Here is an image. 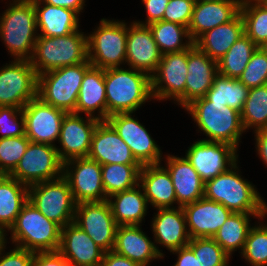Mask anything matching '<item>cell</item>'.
<instances>
[{"instance_id":"1","label":"cell","mask_w":267,"mask_h":266,"mask_svg":"<svg viewBox=\"0 0 267 266\" xmlns=\"http://www.w3.org/2000/svg\"><path fill=\"white\" fill-rule=\"evenodd\" d=\"M106 87L107 119L117 113H134L151 93V77L133 68L104 69Z\"/></svg>"},{"instance_id":"2","label":"cell","mask_w":267,"mask_h":266,"mask_svg":"<svg viewBox=\"0 0 267 266\" xmlns=\"http://www.w3.org/2000/svg\"><path fill=\"white\" fill-rule=\"evenodd\" d=\"M237 163L204 183L203 197L235 213H267V204L250 181L239 175Z\"/></svg>"},{"instance_id":"3","label":"cell","mask_w":267,"mask_h":266,"mask_svg":"<svg viewBox=\"0 0 267 266\" xmlns=\"http://www.w3.org/2000/svg\"><path fill=\"white\" fill-rule=\"evenodd\" d=\"M12 1L0 16V37L13 59L30 60L38 38L35 6L32 0Z\"/></svg>"},{"instance_id":"4","label":"cell","mask_w":267,"mask_h":266,"mask_svg":"<svg viewBox=\"0 0 267 266\" xmlns=\"http://www.w3.org/2000/svg\"><path fill=\"white\" fill-rule=\"evenodd\" d=\"M88 35L79 30L66 36H38L29 60L37 75L87 62Z\"/></svg>"},{"instance_id":"5","label":"cell","mask_w":267,"mask_h":266,"mask_svg":"<svg viewBox=\"0 0 267 266\" xmlns=\"http://www.w3.org/2000/svg\"><path fill=\"white\" fill-rule=\"evenodd\" d=\"M184 109L209 137L202 140L228 143L238 149L240 137L245 132L239 111L223 103L211 102L206 97L192 101Z\"/></svg>"},{"instance_id":"6","label":"cell","mask_w":267,"mask_h":266,"mask_svg":"<svg viewBox=\"0 0 267 266\" xmlns=\"http://www.w3.org/2000/svg\"><path fill=\"white\" fill-rule=\"evenodd\" d=\"M9 230L11 241L16 247L34 253L59 249L61 227L45 217L29 201L23 205Z\"/></svg>"},{"instance_id":"7","label":"cell","mask_w":267,"mask_h":266,"mask_svg":"<svg viewBox=\"0 0 267 266\" xmlns=\"http://www.w3.org/2000/svg\"><path fill=\"white\" fill-rule=\"evenodd\" d=\"M91 66L87 61L38 75L37 97L66 113H74L83 77Z\"/></svg>"},{"instance_id":"8","label":"cell","mask_w":267,"mask_h":266,"mask_svg":"<svg viewBox=\"0 0 267 266\" xmlns=\"http://www.w3.org/2000/svg\"><path fill=\"white\" fill-rule=\"evenodd\" d=\"M88 37V60L92 66L108 69L126 63L127 24L101 19L100 25Z\"/></svg>"},{"instance_id":"9","label":"cell","mask_w":267,"mask_h":266,"mask_svg":"<svg viewBox=\"0 0 267 266\" xmlns=\"http://www.w3.org/2000/svg\"><path fill=\"white\" fill-rule=\"evenodd\" d=\"M28 201L61 228L74 222L76 203L69 182L63 175L29 186Z\"/></svg>"},{"instance_id":"10","label":"cell","mask_w":267,"mask_h":266,"mask_svg":"<svg viewBox=\"0 0 267 266\" xmlns=\"http://www.w3.org/2000/svg\"><path fill=\"white\" fill-rule=\"evenodd\" d=\"M56 148L57 146L29 142L26 152L10 176L28 187L61 177L63 162L59 159Z\"/></svg>"},{"instance_id":"11","label":"cell","mask_w":267,"mask_h":266,"mask_svg":"<svg viewBox=\"0 0 267 266\" xmlns=\"http://www.w3.org/2000/svg\"><path fill=\"white\" fill-rule=\"evenodd\" d=\"M10 62L0 68V106L22 109L37 97L38 75L29 60Z\"/></svg>"},{"instance_id":"12","label":"cell","mask_w":267,"mask_h":266,"mask_svg":"<svg viewBox=\"0 0 267 266\" xmlns=\"http://www.w3.org/2000/svg\"><path fill=\"white\" fill-rule=\"evenodd\" d=\"M186 77L187 50L162 54L157 70L151 76L152 97L159 101L173 99L185 108Z\"/></svg>"},{"instance_id":"13","label":"cell","mask_w":267,"mask_h":266,"mask_svg":"<svg viewBox=\"0 0 267 266\" xmlns=\"http://www.w3.org/2000/svg\"><path fill=\"white\" fill-rule=\"evenodd\" d=\"M63 176L69 182L76 204L107 200L101 165L97 161L88 157L70 159L63 163Z\"/></svg>"},{"instance_id":"14","label":"cell","mask_w":267,"mask_h":266,"mask_svg":"<svg viewBox=\"0 0 267 266\" xmlns=\"http://www.w3.org/2000/svg\"><path fill=\"white\" fill-rule=\"evenodd\" d=\"M237 150L228 143L198 140L190 145L185 158L205 183L238 163Z\"/></svg>"},{"instance_id":"15","label":"cell","mask_w":267,"mask_h":266,"mask_svg":"<svg viewBox=\"0 0 267 266\" xmlns=\"http://www.w3.org/2000/svg\"><path fill=\"white\" fill-rule=\"evenodd\" d=\"M74 223L104 251H113L117 223L107 200L76 204Z\"/></svg>"},{"instance_id":"16","label":"cell","mask_w":267,"mask_h":266,"mask_svg":"<svg viewBox=\"0 0 267 266\" xmlns=\"http://www.w3.org/2000/svg\"><path fill=\"white\" fill-rule=\"evenodd\" d=\"M22 111L25 135L30 142L56 146L54 142L59 139L66 112L43 102L39 97L30 100Z\"/></svg>"},{"instance_id":"17","label":"cell","mask_w":267,"mask_h":266,"mask_svg":"<svg viewBox=\"0 0 267 266\" xmlns=\"http://www.w3.org/2000/svg\"><path fill=\"white\" fill-rule=\"evenodd\" d=\"M132 113H117L108 117L119 136L129 146L133 156L143 165L161 164V150Z\"/></svg>"},{"instance_id":"18","label":"cell","mask_w":267,"mask_h":266,"mask_svg":"<svg viewBox=\"0 0 267 266\" xmlns=\"http://www.w3.org/2000/svg\"><path fill=\"white\" fill-rule=\"evenodd\" d=\"M79 115L66 113L62 120L58 139L62 147L56 149L63 163L73 158L88 157L93 133L101 121L92 116H86L84 120Z\"/></svg>"},{"instance_id":"19","label":"cell","mask_w":267,"mask_h":266,"mask_svg":"<svg viewBox=\"0 0 267 266\" xmlns=\"http://www.w3.org/2000/svg\"><path fill=\"white\" fill-rule=\"evenodd\" d=\"M162 58L149 25L132 22L127 26L126 63L129 68L142 71L150 77L156 72Z\"/></svg>"},{"instance_id":"20","label":"cell","mask_w":267,"mask_h":266,"mask_svg":"<svg viewBox=\"0 0 267 266\" xmlns=\"http://www.w3.org/2000/svg\"><path fill=\"white\" fill-rule=\"evenodd\" d=\"M187 230L191 239L213 238L227 218L233 213L221 203L201 198L183 207Z\"/></svg>"},{"instance_id":"21","label":"cell","mask_w":267,"mask_h":266,"mask_svg":"<svg viewBox=\"0 0 267 266\" xmlns=\"http://www.w3.org/2000/svg\"><path fill=\"white\" fill-rule=\"evenodd\" d=\"M89 159L105 164H140L129 146L107 120H101L93 133Z\"/></svg>"},{"instance_id":"22","label":"cell","mask_w":267,"mask_h":266,"mask_svg":"<svg viewBox=\"0 0 267 266\" xmlns=\"http://www.w3.org/2000/svg\"><path fill=\"white\" fill-rule=\"evenodd\" d=\"M58 251L70 266H101L104 251L74 222L61 228Z\"/></svg>"},{"instance_id":"23","label":"cell","mask_w":267,"mask_h":266,"mask_svg":"<svg viewBox=\"0 0 267 266\" xmlns=\"http://www.w3.org/2000/svg\"><path fill=\"white\" fill-rule=\"evenodd\" d=\"M218 75V64L195 44L187 49V77L185 107L192 101L205 97Z\"/></svg>"},{"instance_id":"24","label":"cell","mask_w":267,"mask_h":266,"mask_svg":"<svg viewBox=\"0 0 267 266\" xmlns=\"http://www.w3.org/2000/svg\"><path fill=\"white\" fill-rule=\"evenodd\" d=\"M141 225L117 227L113 251L130 260L148 266L151 260L161 259L164 254L141 230Z\"/></svg>"},{"instance_id":"25","label":"cell","mask_w":267,"mask_h":266,"mask_svg":"<svg viewBox=\"0 0 267 266\" xmlns=\"http://www.w3.org/2000/svg\"><path fill=\"white\" fill-rule=\"evenodd\" d=\"M241 0L196 1L188 32L195 42L202 34L231 21L240 12Z\"/></svg>"},{"instance_id":"26","label":"cell","mask_w":267,"mask_h":266,"mask_svg":"<svg viewBox=\"0 0 267 266\" xmlns=\"http://www.w3.org/2000/svg\"><path fill=\"white\" fill-rule=\"evenodd\" d=\"M157 210L151 225L154 243L166 247L170 252L187 246L191 238L183 208L177 206Z\"/></svg>"},{"instance_id":"27","label":"cell","mask_w":267,"mask_h":266,"mask_svg":"<svg viewBox=\"0 0 267 266\" xmlns=\"http://www.w3.org/2000/svg\"><path fill=\"white\" fill-rule=\"evenodd\" d=\"M139 184L148 204L157 209L176 208L177 203L172 178L160 164L143 165L140 169Z\"/></svg>"},{"instance_id":"28","label":"cell","mask_w":267,"mask_h":266,"mask_svg":"<svg viewBox=\"0 0 267 266\" xmlns=\"http://www.w3.org/2000/svg\"><path fill=\"white\" fill-rule=\"evenodd\" d=\"M168 170L175 189L178 207L193 203L204 195V182L185 157L167 155Z\"/></svg>"},{"instance_id":"29","label":"cell","mask_w":267,"mask_h":266,"mask_svg":"<svg viewBox=\"0 0 267 266\" xmlns=\"http://www.w3.org/2000/svg\"><path fill=\"white\" fill-rule=\"evenodd\" d=\"M98 111V116L94 115ZM74 113H85L99 120H107L104 69L91 66L83 77Z\"/></svg>"},{"instance_id":"30","label":"cell","mask_w":267,"mask_h":266,"mask_svg":"<svg viewBox=\"0 0 267 266\" xmlns=\"http://www.w3.org/2000/svg\"><path fill=\"white\" fill-rule=\"evenodd\" d=\"M36 10L38 36H66L79 28V14L68 8L56 7L39 0H32ZM42 4V7H41Z\"/></svg>"},{"instance_id":"31","label":"cell","mask_w":267,"mask_h":266,"mask_svg":"<svg viewBox=\"0 0 267 266\" xmlns=\"http://www.w3.org/2000/svg\"><path fill=\"white\" fill-rule=\"evenodd\" d=\"M243 34L244 22L239 12L231 21L202 34L194 44L218 62Z\"/></svg>"},{"instance_id":"32","label":"cell","mask_w":267,"mask_h":266,"mask_svg":"<svg viewBox=\"0 0 267 266\" xmlns=\"http://www.w3.org/2000/svg\"><path fill=\"white\" fill-rule=\"evenodd\" d=\"M141 190L143 189L138 184L137 187L114 193L107 198L118 226L141 225L149 205L144 192Z\"/></svg>"},{"instance_id":"33","label":"cell","mask_w":267,"mask_h":266,"mask_svg":"<svg viewBox=\"0 0 267 266\" xmlns=\"http://www.w3.org/2000/svg\"><path fill=\"white\" fill-rule=\"evenodd\" d=\"M28 188L10 175H0V231L4 235L28 201Z\"/></svg>"},{"instance_id":"34","label":"cell","mask_w":267,"mask_h":266,"mask_svg":"<svg viewBox=\"0 0 267 266\" xmlns=\"http://www.w3.org/2000/svg\"><path fill=\"white\" fill-rule=\"evenodd\" d=\"M253 216L259 220L267 216V213H235L233 212L219 228L213 239L232 256L237 249L243 251L248 232L251 228L250 217Z\"/></svg>"},{"instance_id":"35","label":"cell","mask_w":267,"mask_h":266,"mask_svg":"<svg viewBox=\"0 0 267 266\" xmlns=\"http://www.w3.org/2000/svg\"><path fill=\"white\" fill-rule=\"evenodd\" d=\"M240 14L244 22V34L258 47H265L267 45V0H241Z\"/></svg>"},{"instance_id":"36","label":"cell","mask_w":267,"mask_h":266,"mask_svg":"<svg viewBox=\"0 0 267 266\" xmlns=\"http://www.w3.org/2000/svg\"><path fill=\"white\" fill-rule=\"evenodd\" d=\"M149 27L162 54L182 52L194 44L189 36L188 28L180 24L161 20L149 24ZM185 38H188V41ZM183 39L186 42H183Z\"/></svg>"},{"instance_id":"37","label":"cell","mask_w":267,"mask_h":266,"mask_svg":"<svg viewBox=\"0 0 267 266\" xmlns=\"http://www.w3.org/2000/svg\"><path fill=\"white\" fill-rule=\"evenodd\" d=\"M258 46L243 34L217 62L218 74L238 79Z\"/></svg>"},{"instance_id":"38","label":"cell","mask_w":267,"mask_h":266,"mask_svg":"<svg viewBox=\"0 0 267 266\" xmlns=\"http://www.w3.org/2000/svg\"><path fill=\"white\" fill-rule=\"evenodd\" d=\"M141 164H105L101 165L102 183L105 195L126 191L137 187Z\"/></svg>"},{"instance_id":"39","label":"cell","mask_w":267,"mask_h":266,"mask_svg":"<svg viewBox=\"0 0 267 266\" xmlns=\"http://www.w3.org/2000/svg\"><path fill=\"white\" fill-rule=\"evenodd\" d=\"M248 92L249 88L238 79L224 77L218 74L205 97L211 102L223 103V105H227L241 113Z\"/></svg>"},{"instance_id":"40","label":"cell","mask_w":267,"mask_h":266,"mask_svg":"<svg viewBox=\"0 0 267 266\" xmlns=\"http://www.w3.org/2000/svg\"><path fill=\"white\" fill-rule=\"evenodd\" d=\"M244 131L267 129V85L250 88L241 111Z\"/></svg>"},{"instance_id":"41","label":"cell","mask_w":267,"mask_h":266,"mask_svg":"<svg viewBox=\"0 0 267 266\" xmlns=\"http://www.w3.org/2000/svg\"><path fill=\"white\" fill-rule=\"evenodd\" d=\"M258 224L250 228L240 253L251 266H267V224Z\"/></svg>"},{"instance_id":"42","label":"cell","mask_w":267,"mask_h":266,"mask_svg":"<svg viewBox=\"0 0 267 266\" xmlns=\"http://www.w3.org/2000/svg\"><path fill=\"white\" fill-rule=\"evenodd\" d=\"M198 258L200 266H228L231 258L224 249L213 239L193 238L187 245Z\"/></svg>"},{"instance_id":"43","label":"cell","mask_w":267,"mask_h":266,"mask_svg":"<svg viewBox=\"0 0 267 266\" xmlns=\"http://www.w3.org/2000/svg\"><path fill=\"white\" fill-rule=\"evenodd\" d=\"M29 142L26 135L0 138V175H10L15 170Z\"/></svg>"},{"instance_id":"44","label":"cell","mask_w":267,"mask_h":266,"mask_svg":"<svg viewBox=\"0 0 267 266\" xmlns=\"http://www.w3.org/2000/svg\"><path fill=\"white\" fill-rule=\"evenodd\" d=\"M247 88L267 85V49L258 47L238 78Z\"/></svg>"},{"instance_id":"45","label":"cell","mask_w":267,"mask_h":266,"mask_svg":"<svg viewBox=\"0 0 267 266\" xmlns=\"http://www.w3.org/2000/svg\"><path fill=\"white\" fill-rule=\"evenodd\" d=\"M0 132L2 133L0 138L25 135V120L22 109L13 106H0Z\"/></svg>"},{"instance_id":"46","label":"cell","mask_w":267,"mask_h":266,"mask_svg":"<svg viewBox=\"0 0 267 266\" xmlns=\"http://www.w3.org/2000/svg\"><path fill=\"white\" fill-rule=\"evenodd\" d=\"M196 0H169L163 20L189 26Z\"/></svg>"},{"instance_id":"47","label":"cell","mask_w":267,"mask_h":266,"mask_svg":"<svg viewBox=\"0 0 267 266\" xmlns=\"http://www.w3.org/2000/svg\"><path fill=\"white\" fill-rule=\"evenodd\" d=\"M6 243V239H4V243L0 245V266H31L34 252L15 247L4 254Z\"/></svg>"},{"instance_id":"48","label":"cell","mask_w":267,"mask_h":266,"mask_svg":"<svg viewBox=\"0 0 267 266\" xmlns=\"http://www.w3.org/2000/svg\"><path fill=\"white\" fill-rule=\"evenodd\" d=\"M31 266H70V264L57 250L35 252Z\"/></svg>"},{"instance_id":"49","label":"cell","mask_w":267,"mask_h":266,"mask_svg":"<svg viewBox=\"0 0 267 266\" xmlns=\"http://www.w3.org/2000/svg\"><path fill=\"white\" fill-rule=\"evenodd\" d=\"M145 5L147 18L143 23L142 21H135L142 25H149L156 21L163 20L165 9L169 3V0H142Z\"/></svg>"},{"instance_id":"50","label":"cell","mask_w":267,"mask_h":266,"mask_svg":"<svg viewBox=\"0 0 267 266\" xmlns=\"http://www.w3.org/2000/svg\"><path fill=\"white\" fill-rule=\"evenodd\" d=\"M171 252L173 254H178L177 262L174 266H200L198 258L195 257L193 251L188 246L181 247Z\"/></svg>"},{"instance_id":"51","label":"cell","mask_w":267,"mask_h":266,"mask_svg":"<svg viewBox=\"0 0 267 266\" xmlns=\"http://www.w3.org/2000/svg\"><path fill=\"white\" fill-rule=\"evenodd\" d=\"M101 266H141L140 264L121 256L114 251L104 252Z\"/></svg>"},{"instance_id":"52","label":"cell","mask_w":267,"mask_h":266,"mask_svg":"<svg viewBox=\"0 0 267 266\" xmlns=\"http://www.w3.org/2000/svg\"><path fill=\"white\" fill-rule=\"evenodd\" d=\"M254 133L256 139V150L261 160L267 166V129L256 130Z\"/></svg>"},{"instance_id":"53","label":"cell","mask_w":267,"mask_h":266,"mask_svg":"<svg viewBox=\"0 0 267 266\" xmlns=\"http://www.w3.org/2000/svg\"><path fill=\"white\" fill-rule=\"evenodd\" d=\"M42 3H47L56 7H64L76 11L78 14L82 12L85 0H39Z\"/></svg>"},{"instance_id":"54","label":"cell","mask_w":267,"mask_h":266,"mask_svg":"<svg viewBox=\"0 0 267 266\" xmlns=\"http://www.w3.org/2000/svg\"><path fill=\"white\" fill-rule=\"evenodd\" d=\"M6 238V235H4L1 231H0V245L4 243V239Z\"/></svg>"},{"instance_id":"55","label":"cell","mask_w":267,"mask_h":266,"mask_svg":"<svg viewBox=\"0 0 267 266\" xmlns=\"http://www.w3.org/2000/svg\"><path fill=\"white\" fill-rule=\"evenodd\" d=\"M197 1L215 2V1H229V0H197Z\"/></svg>"}]
</instances>
